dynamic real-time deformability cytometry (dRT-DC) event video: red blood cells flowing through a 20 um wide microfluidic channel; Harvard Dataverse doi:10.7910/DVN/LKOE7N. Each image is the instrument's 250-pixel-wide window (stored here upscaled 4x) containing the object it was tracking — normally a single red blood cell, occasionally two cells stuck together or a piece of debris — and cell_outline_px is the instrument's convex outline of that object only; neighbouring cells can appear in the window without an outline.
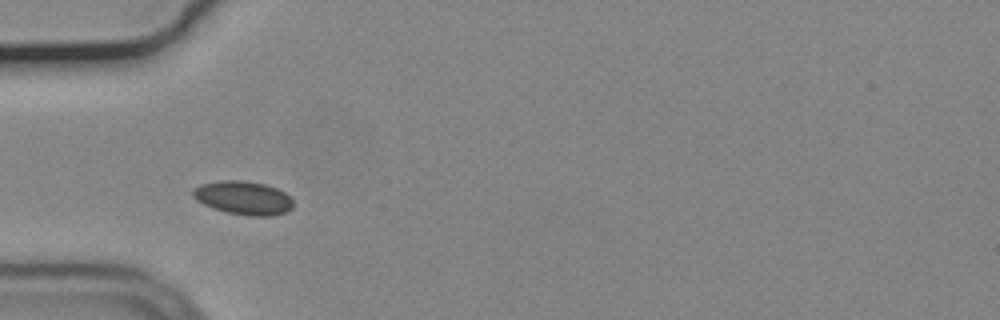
{"species": "common noctule bat (a hibernating species)", "species_latin": "Nyctalus noctula", "temperature_condition": "cold", "stored_images_in_passage": 39, "camera_frame_rate_fps": 3000, "um_per_image_px": 0.085, "animal": {"sex": "male", "body_mass_g": 19.2, "forearm_length_mm": 51.8}, "frame": {"image": 1, "passage_image": 1, "time_ms": 0.0, "image_size_px": [1000, 320], "cell_outline_px": [[292, 208], [284, 212], [272, 216], [248, 216], [224, 212], [212, 208], [196, 200], [192, 196], [192, 188], [200, 184], [220, 180], [240, 180], [264, 184], [276, 188], [284, 192], [292, 200]], "centroid_in_image_um": [20.63, 16.82], "position_along_channel_um": 64.4, "area_um2": 19.71}}
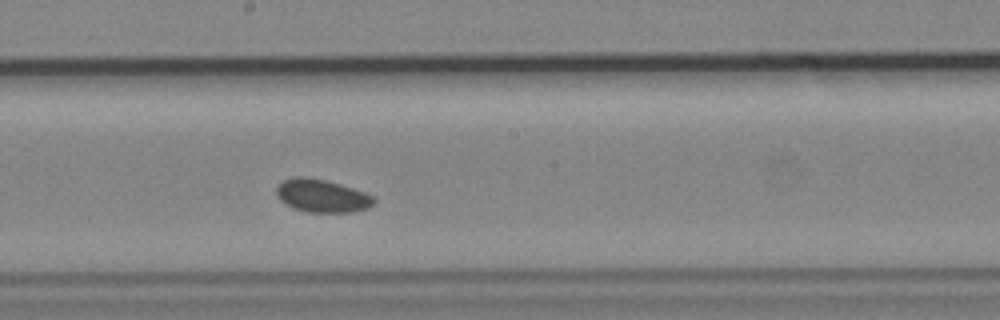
{"frame": {"image": 2, "passage_image": 14, "time_ms": 4.333, "image_size_px": [1000, 320], "cell_outline_px": [[376, 200], [368, 208], [352, 212], [308, 212], [292, 208], [284, 204], [276, 196], [276, 188], [284, 180], [296, 176], [304, 176], [324, 180], [340, 184], [364, 192], [372, 196]], "centroid_in_image_um": [27.33, 16.65], "position_along_channel_um": 220.9, "area_um2": 18.67}}
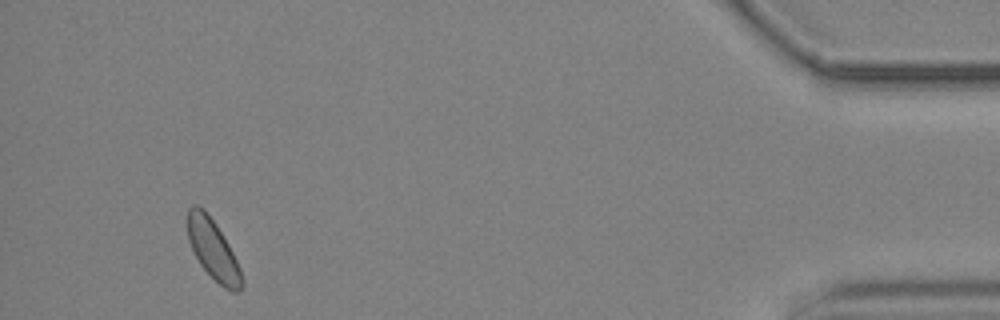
{"frame": {"image": 3, "passage_image": 36, "time_ms": 11.667, "image_size_px": [1000, 320], "cell_outline_px": [[244, 284], [240, 292], [232, 292], [224, 288], [200, 264], [188, 240], [188, 208], [192, 204], [196, 204], [204, 208], [216, 224], [228, 244], [240, 268]], "centroid_in_image_um": [18.12, 21.21], "position_along_channel_um": 417.1, "area_um2": 18.73}, "authors_computed_cell_mechanics": {"area_um2": 18.496, "velocity_mm_per_s": 3.6454, "shape_relaxation_time_tau1_ms": null, "shape_relaxation_time_tau2_ms": 4.076, "deformation_change_tau1": null, "deformation_change_tau2": 0.0642}}